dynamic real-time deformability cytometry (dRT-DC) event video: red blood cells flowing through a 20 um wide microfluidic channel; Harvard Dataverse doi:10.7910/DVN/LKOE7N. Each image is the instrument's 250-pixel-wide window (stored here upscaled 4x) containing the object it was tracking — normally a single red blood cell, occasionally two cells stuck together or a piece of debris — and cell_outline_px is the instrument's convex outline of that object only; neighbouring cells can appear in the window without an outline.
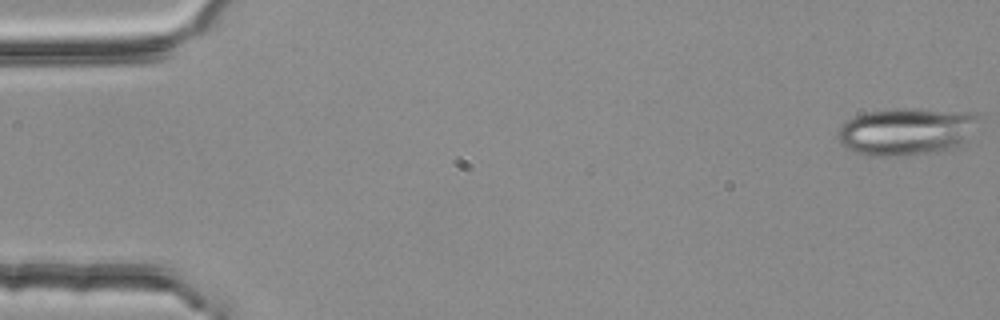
{"species": "common noctule bat (a hibernating species)", "species_latin": "Nyctalus noctula", "temperature_condition": "room temperature", "stored_images_in_passage": 3, "camera_frame_rate_fps": 3000, "um_per_image_px": 0.085, "animal": {"sex": "female", "body_mass_g": 25.1}, "frame": {"image": 1, "passage_image": 1, "time_ms": 0.0, "image_size_px": [1000, 320], "cell_outline_px": [[980, 116], [964, 140], [956, 148], [936, 152], [912, 156], [868, 156], [844, 148], [836, 136], [836, 132], [848, 120], [856, 116], [868, 112], [896, 108], [916, 108], [980, 112]], "centroid_in_image_um": [77.03, 11.17], "position_along_channel_um": 8.0, "area_um2": 39.3}}